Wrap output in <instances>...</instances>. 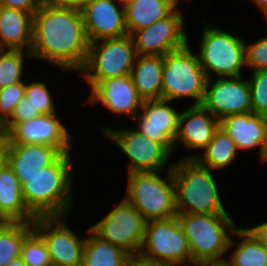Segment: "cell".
<instances>
[{
	"instance_id": "obj_33",
	"label": "cell",
	"mask_w": 267,
	"mask_h": 266,
	"mask_svg": "<svg viewBox=\"0 0 267 266\" xmlns=\"http://www.w3.org/2000/svg\"><path fill=\"white\" fill-rule=\"evenodd\" d=\"M25 96L41 114L57 113L54 98L44 82L25 83Z\"/></svg>"
},
{
	"instance_id": "obj_20",
	"label": "cell",
	"mask_w": 267,
	"mask_h": 266,
	"mask_svg": "<svg viewBox=\"0 0 267 266\" xmlns=\"http://www.w3.org/2000/svg\"><path fill=\"white\" fill-rule=\"evenodd\" d=\"M60 155L55 147L42 144H6L4 149V160L13 169L21 186Z\"/></svg>"
},
{
	"instance_id": "obj_28",
	"label": "cell",
	"mask_w": 267,
	"mask_h": 266,
	"mask_svg": "<svg viewBox=\"0 0 267 266\" xmlns=\"http://www.w3.org/2000/svg\"><path fill=\"white\" fill-rule=\"evenodd\" d=\"M87 233L82 266H123L129 253L102 240L90 227Z\"/></svg>"
},
{
	"instance_id": "obj_34",
	"label": "cell",
	"mask_w": 267,
	"mask_h": 266,
	"mask_svg": "<svg viewBox=\"0 0 267 266\" xmlns=\"http://www.w3.org/2000/svg\"><path fill=\"white\" fill-rule=\"evenodd\" d=\"M24 95V81L0 89V127L11 117L17 103Z\"/></svg>"
},
{
	"instance_id": "obj_2",
	"label": "cell",
	"mask_w": 267,
	"mask_h": 266,
	"mask_svg": "<svg viewBox=\"0 0 267 266\" xmlns=\"http://www.w3.org/2000/svg\"><path fill=\"white\" fill-rule=\"evenodd\" d=\"M72 153L61 154L52 164L22 185L27 209L35 217L67 216L73 208Z\"/></svg>"
},
{
	"instance_id": "obj_40",
	"label": "cell",
	"mask_w": 267,
	"mask_h": 266,
	"mask_svg": "<svg viewBox=\"0 0 267 266\" xmlns=\"http://www.w3.org/2000/svg\"><path fill=\"white\" fill-rule=\"evenodd\" d=\"M247 229L267 248V221Z\"/></svg>"
},
{
	"instance_id": "obj_17",
	"label": "cell",
	"mask_w": 267,
	"mask_h": 266,
	"mask_svg": "<svg viewBox=\"0 0 267 266\" xmlns=\"http://www.w3.org/2000/svg\"><path fill=\"white\" fill-rule=\"evenodd\" d=\"M120 4V8L117 3ZM89 42L128 35L125 7L117 0H90L81 9Z\"/></svg>"
},
{
	"instance_id": "obj_45",
	"label": "cell",
	"mask_w": 267,
	"mask_h": 266,
	"mask_svg": "<svg viewBox=\"0 0 267 266\" xmlns=\"http://www.w3.org/2000/svg\"><path fill=\"white\" fill-rule=\"evenodd\" d=\"M8 266H26L21 257L14 259Z\"/></svg>"
},
{
	"instance_id": "obj_46",
	"label": "cell",
	"mask_w": 267,
	"mask_h": 266,
	"mask_svg": "<svg viewBox=\"0 0 267 266\" xmlns=\"http://www.w3.org/2000/svg\"><path fill=\"white\" fill-rule=\"evenodd\" d=\"M117 1H119V2H121V3H123V4H125L127 1H129V0H117Z\"/></svg>"
},
{
	"instance_id": "obj_15",
	"label": "cell",
	"mask_w": 267,
	"mask_h": 266,
	"mask_svg": "<svg viewBox=\"0 0 267 266\" xmlns=\"http://www.w3.org/2000/svg\"><path fill=\"white\" fill-rule=\"evenodd\" d=\"M58 113L42 114L16 124L6 134V144H42L55 147L61 154L70 153L72 137Z\"/></svg>"
},
{
	"instance_id": "obj_25",
	"label": "cell",
	"mask_w": 267,
	"mask_h": 266,
	"mask_svg": "<svg viewBox=\"0 0 267 266\" xmlns=\"http://www.w3.org/2000/svg\"><path fill=\"white\" fill-rule=\"evenodd\" d=\"M177 0H129L124 4L125 25L129 35L169 16L177 7Z\"/></svg>"
},
{
	"instance_id": "obj_12",
	"label": "cell",
	"mask_w": 267,
	"mask_h": 266,
	"mask_svg": "<svg viewBox=\"0 0 267 266\" xmlns=\"http://www.w3.org/2000/svg\"><path fill=\"white\" fill-rule=\"evenodd\" d=\"M66 216L36 217L32 224L42 237L52 266H82L86 238H80L65 222Z\"/></svg>"
},
{
	"instance_id": "obj_31",
	"label": "cell",
	"mask_w": 267,
	"mask_h": 266,
	"mask_svg": "<svg viewBox=\"0 0 267 266\" xmlns=\"http://www.w3.org/2000/svg\"><path fill=\"white\" fill-rule=\"evenodd\" d=\"M20 257L26 266H52L46 243L35 230L25 238Z\"/></svg>"
},
{
	"instance_id": "obj_5",
	"label": "cell",
	"mask_w": 267,
	"mask_h": 266,
	"mask_svg": "<svg viewBox=\"0 0 267 266\" xmlns=\"http://www.w3.org/2000/svg\"><path fill=\"white\" fill-rule=\"evenodd\" d=\"M172 164L167 169V178L159 175L161 171L128 173L127 196L123 198L134 206L146 221L177 216Z\"/></svg>"
},
{
	"instance_id": "obj_3",
	"label": "cell",
	"mask_w": 267,
	"mask_h": 266,
	"mask_svg": "<svg viewBox=\"0 0 267 266\" xmlns=\"http://www.w3.org/2000/svg\"><path fill=\"white\" fill-rule=\"evenodd\" d=\"M212 173L194 159H180L172 164L177 213L228 214Z\"/></svg>"
},
{
	"instance_id": "obj_47",
	"label": "cell",
	"mask_w": 267,
	"mask_h": 266,
	"mask_svg": "<svg viewBox=\"0 0 267 266\" xmlns=\"http://www.w3.org/2000/svg\"><path fill=\"white\" fill-rule=\"evenodd\" d=\"M265 17H267V9L262 13Z\"/></svg>"
},
{
	"instance_id": "obj_10",
	"label": "cell",
	"mask_w": 267,
	"mask_h": 266,
	"mask_svg": "<svg viewBox=\"0 0 267 266\" xmlns=\"http://www.w3.org/2000/svg\"><path fill=\"white\" fill-rule=\"evenodd\" d=\"M146 220L125 198L90 229L102 240L139 254L145 232Z\"/></svg>"
},
{
	"instance_id": "obj_39",
	"label": "cell",
	"mask_w": 267,
	"mask_h": 266,
	"mask_svg": "<svg viewBox=\"0 0 267 266\" xmlns=\"http://www.w3.org/2000/svg\"><path fill=\"white\" fill-rule=\"evenodd\" d=\"M123 266H157L152 263L148 258L140 254H130L124 261Z\"/></svg>"
},
{
	"instance_id": "obj_1",
	"label": "cell",
	"mask_w": 267,
	"mask_h": 266,
	"mask_svg": "<svg viewBox=\"0 0 267 266\" xmlns=\"http://www.w3.org/2000/svg\"><path fill=\"white\" fill-rule=\"evenodd\" d=\"M88 40L81 10L41 2L33 15L30 53L64 71L80 72L87 60Z\"/></svg>"
},
{
	"instance_id": "obj_38",
	"label": "cell",
	"mask_w": 267,
	"mask_h": 266,
	"mask_svg": "<svg viewBox=\"0 0 267 266\" xmlns=\"http://www.w3.org/2000/svg\"><path fill=\"white\" fill-rule=\"evenodd\" d=\"M90 0H43L46 4L57 8H73L81 10Z\"/></svg>"
},
{
	"instance_id": "obj_30",
	"label": "cell",
	"mask_w": 267,
	"mask_h": 266,
	"mask_svg": "<svg viewBox=\"0 0 267 266\" xmlns=\"http://www.w3.org/2000/svg\"><path fill=\"white\" fill-rule=\"evenodd\" d=\"M26 57H32L30 51L0 49V89L22 82Z\"/></svg>"
},
{
	"instance_id": "obj_22",
	"label": "cell",
	"mask_w": 267,
	"mask_h": 266,
	"mask_svg": "<svg viewBox=\"0 0 267 266\" xmlns=\"http://www.w3.org/2000/svg\"><path fill=\"white\" fill-rule=\"evenodd\" d=\"M0 218L5 222H33L36 218L27 209L22 186L5 160L0 164Z\"/></svg>"
},
{
	"instance_id": "obj_21",
	"label": "cell",
	"mask_w": 267,
	"mask_h": 266,
	"mask_svg": "<svg viewBox=\"0 0 267 266\" xmlns=\"http://www.w3.org/2000/svg\"><path fill=\"white\" fill-rule=\"evenodd\" d=\"M220 127L234 140L237 150H252L259 147L262 161V144L265 134L264 115L253 112L229 115L220 120Z\"/></svg>"
},
{
	"instance_id": "obj_26",
	"label": "cell",
	"mask_w": 267,
	"mask_h": 266,
	"mask_svg": "<svg viewBox=\"0 0 267 266\" xmlns=\"http://www.w3.org/2000/svg\"><path fill=\"white\" fill-rule=\"evenodd\" d=\"M203 150V155L193 154L182 159H194L201 166L215 171L232 164L238 151L234 140L220 126Z\"/></svg>"
},
{
	"instance_id": "obj_43",
	"label": "cell",
	"mask_w": 267,
	"mask_h": 266,
	"mask_svg": "<svg viewBox=\"0 0 267 266\" xmlns=\"http://www.w3.org/2000/svg\"><path fill=\"white\" fill-rule=\"evenodd\" d=\"M195 266H229L226 261H220V262H203L196 264Z\"/></svg>"
},
{
	"instance_id": "obj_24",
	"label": "cell",
	"mask_w": 267,
	"mask_h": 266,
	"mask_svg": "<svg viewBox=\"0 0 267 266\" xmlns=\"http://www.w3.org/2000/svg\"><path fill=\"white\" fill-rule=\"evenodd\" d=\"M163 56L136 55L131 77L143 100L162 99Z\"/></svg>"
},
{
	"instance_id": "obj_14",
	"label": "cell",
	"mask_w": 267,
	"mask_h": 266,
	"mask_svg": "<svg viewBox=\"0 0 267 266\" xmlns=\"http://www.w3.org/2000/svg\"><path fill=\"white\" fill-rule=\"evenodd\" d=\"M202 105L219 121L229 115L252 112L248 79L242 76L207 79Z\"/></svg>"
},
{
	"instance_id": "obj_18",
	"label": "cell",
	"mask_w": 267,
	"mask_h": 266,
	"mask_svg": "<svg viewBox=\"0 0 267 266\" xmlns=\"http://www.w3.org/2000/svg\"><path fill=\"white\" fill-rule=\"evenodd\" d=\"M87 102L100 103L118 115L136 117L143 99L138 95L130 74L98 82L90 91Z\"/></svg>"
},
{
	"instance_id": "obj_36",
	"label": "cell",
	"mask_w": 267,
	"mask_h": 266,
	"mask_svg": "<svg viewBox=\"0 0 267 266\" xmlns=\"http://www.w3.org/2000/svg\"><path fill=\"white\" fill-rule=\"evenodd\" d=\"M40 115L42 114L35 110L29 98L24 95L17 103L11 117L1 126V129L7 134L16 124L29 121Z\"/></svg>"
},
{
	"instance_id": "obj_19",
	"label": "cell",
	"mask_w": 267,
	"mask_h": 266,
	"mask_svg": "<svg viewBox=\"0 0 267 266\" xmlns=\"http://www.w3.org/2000/svg\"><path fill=\"white\" fill-rule=\"evenodd\" d=\"M220 121L202 104L191 105L180 113L178 132L174 140V149L178 142L192 149L202 150L210 143Z\"/></svg>"
},
{
	"instance_id": "obj_41",
	"label": "cell",
	"mask_w": 267,
	"mask_h": 266,
	"mask_svg": "<svg viewBox=\"0 0 267 266\" xmlns=\"http://www.w3.org/2000/svg\"><path fill=\"white\" fill-rule=\"evenodd\" d=\"M267 162V115L265 116V134L262 144V163Z\"/></svg>"
},
{
	"instance_id": "obj_44",
	"label": "cell",
	"mask_w": 267,
	"mask_h": 266,
	"mask_svg": "<svg viewBox=\"0 0 267 266\" xmlns=\"http://www.w3.org/2000/svg\"><path fill=\"white\" fill-rule=\"evenodd\" d=\"M253 3L261 10L263 13L267 9V0H252Z\"/></svg>"
},
{
	"instance_id": "obj_37",
	"label": "cell",
	"mask_w": 267,
	"mask_h": 266,
	"mask_svg": "<svg viewBox=\"0 0 267 266\" xmlns=\"http://www.w3.org/2000/svg\"><path fill=\"white\" fill-rule=\"evenodd\" d=\"M3 7L26 11L34 15L43 0H0Z\"/></svg>"
},
{
	"instance_id": "obj_6",
	"label": "cell",
	"mask_w": 267,
	"mask_h": 266,
	"mask_svg": "<svg viewBox=\"0 0 267 266\" xmlns=\"http://www.w3.org/2000/svg\"><path fill=\"white\" fill-rule=\"evenodd\" d=\"M207 77L197 53L182 48L163 56L162 99L172 101L192 98V105H201L205 96Z\"/></svg>"
},
{
	"instance_id": "obj_16",
	"label": "cell",
	"mask_w": 267,
	"mask_h": 266,
	"mask_svg": "<svg viewBox=\"0 0 267 266\" xmlns=\"http://www.w3.org/2000/svg\"><path fill=\"white\" fill-rule=\"evenodd\" d=\"M163 99L143 100L136 114L137 131L154 142L161 143L171 154L175 151L174 140L178 132L180 113Z\"/></svg>"
},
{
	"instance_id": "obj_9",
	"label": "cell",
	"mask_w": 267,
	"mask_h": 266,
	"mask_svg": "<svg viewBox=\"0 0 267 266\" xmlns=\"http://www.w3.org/2000/svg\"><path fill=\"white\" fill-rule=\"evenodd\" d=\"M135 58L136 51L129 34L97 40L90 43L86 63L79 74L91 90L100 81L130 74Z\"/></svg>"
},
{
	"instance_id": "obj_27",
	"label": "cell",
	"mask_w": 267,
	"mask_h": 266,
	"mask_svg": "<svg viewBox=\"0 0 267 266\" xmlns=\"http://www.w3.org/2000/svg\"><path fill=\"white\" fill-rule=\"evenodd\" d=\"M233 236L240 237V243L231 236L228 249L237 247L225 260L229 266H267V248L247 228L238 226Z\"/></svg>"
},
{
	"instance_id": "obj_32",
	"label": "cell",
	"mask_w": 267,
	"mask_h": 266,
	"mask_svg": "<svg viewBox=\"0 0 267 266\" xmlns=\"http://www.w3.org/2000/svg\"><path fill=\"white\" fill-rule=\"evenodd\" d=\"M252 112L267 115V69L252 72L248 80Z\"/></svg>"
},
{
	"instance_id": "obj_13",
	"label": "cell",
	"mask_w": 267,
	"mask_h": 266,
	"mask_svg": "<svg viewBox=\"0 0 267 266\" xmlns=\"http://www.w3.org/2000/svg\"><path fill=\"white\" fill-rule=\"evenodd\" d=\"M178 9L176 8L169 16L130 35L136 55L164 56L184 47L189 42L184 28V15Z\"/></svg>"
},
{
	"instance_id": "obj_42",
	"label": "cell",
	"mask_w": 267,
	"mask_h": 266,
	"mask_svg": "<svg viewBox=\"0 0 267 266\" xmlns=\"http://www.w3.org/2000/svg\"><path fill=\"white\" fill-rule=\"evenodd\" d=\"M5 145H6V133L0 127V160H4Z\"/></svg>"
},
{
	"instance_id": "obj_29",
	"label": "cell",
	"mask_w": 267,
	"mask_h": 266,
	"mask_svg": "<svg viewBox=\"0 0 267 266\" xmlns=\"http://www.w3.org/2000/svg\"><path fill=\"white\" fill-rule=\"evenodd\" d=\"M34 230L32 222H5L0 224V266H8L20 257L25 238Z\"/></svg>"
},
{
	"instance_id": "obj_48",
	"label": "cell",
	"mask_w": 267,
	"mask_h": 266,
	"mask_svg": "<svg viewBox=\"0 0 267 266\" xmlns=\"http://www.w3.org/2000/svg\"><path fill=\"white\" fill-rule=\"evenodd\" d=\"M3 5L2 2L0 1V12L2 11Z\"/></svg>"
},
{
	"instance_id": "obj_8",
	"label": "cell",
	"mask_w": 267,
	"mask_h": 266,
	"mask_svg": "<svg viewBox=\"0 0 267 266\" xmlns=\"http://www.w3.org/2000/svg\"><path fill=\"white\" fill-rule=\"evenodd\" d=\"M139 254L157 266H193L188 240L176 216L146 221Z\"/></svg>"
},
{
	"instance_id": "obj_35",
	"label": "cell",
	"mask_w": 267,
	"mask_h": 266,
	"mask_svg": "<svg viewBox=\"0 0 267 266\" xmlns=\"http://www.w3.org/2000/svg\"><path fill=\"white\" fill-rule=\"evenodd\" d=\"M246 66L257 70L267 69V35L261 39L245 45Z\"/></svg>"
},
{
	"instance_id": "obj_4",
	"label": "cell",
	"mask_w": 267,
	"mask_h": 266,
	"mask_svg": "<svg viewBox=\"0 0 267 266\" xmlns=\"http://www.w3.org/2000/svg\"><path fill=\"white\" fill-rule=\"evenodd\" d=\"M176 217L188 240L193 266L226 260L223 256L238 228L229 214L177 213Z\"/></svg>"
},
{
	"instance_id": "obj_7",
	"label": "cell",
	"mask_w": 267,
	"mask_h": 266,
	"mask_svg": "<svg viewBox=\"0 0 267 266\" xmlns=\"http://www.w3.org/2000/svg\"><path fill=\"white\" fill-rule=\"evenodd\" d=\"M204 24L197 55L207 79L213 78L211 72L217 78L242 76L241 69L246 66V41L222 28Z\"/></svg>"
},
{
	"instance_id": "obj_11",
	"label": "cell",
	"mask_w": 267,
	"mask_h": 266,
	"mask_svg": "<svg viewBox=\"0 0 267 266\" xmlns=\"http://www.w3.org/2000/svg\"><path fill=\"white\" fill-rule=\"evenodd\" d=\"M101 129L129 159L128 173L162 171L169 164L172 154L161 143L154 142L136 129Z\"/></svg>"
},
{
	"instance_id": "obj_23",
	"label": "cell",
	"mask_w": 267,
	"mask_h": 266,
	"mask_svg": "<svg viewBox=\"0 0 267 266\" xmlns=\"http://www.w3.org/2000/svg\"><path fill=\"white\" fill-rule=\"evenodd\" d=\"M33 15L3 7L0 12V49L30 51Z\"/></svg>"
}]
</instances>
